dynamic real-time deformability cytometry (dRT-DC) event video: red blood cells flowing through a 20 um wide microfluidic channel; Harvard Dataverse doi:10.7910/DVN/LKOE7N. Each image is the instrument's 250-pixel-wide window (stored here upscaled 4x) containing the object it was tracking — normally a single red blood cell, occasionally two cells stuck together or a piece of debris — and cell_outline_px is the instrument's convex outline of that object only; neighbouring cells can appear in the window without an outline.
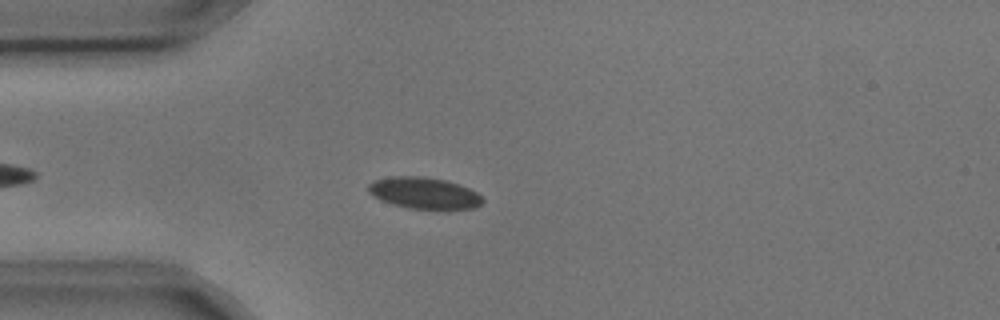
{"species": "common noctule bat (a hibernating species)", "species_latin": "Nyctalus noctula", "temperature_condition": "cold", "stored_images_in_passage": 3, "camera_frame_rate_fps": 3000, "um_per_image_px": 0.085, "animal": {"sex": "male", "body_mass_g": 17.9, "forearm_length_mm": 54.2}, "frame": {"image": 1, "passage_image": 3, "time_ms": 0.667, "image_size_px": [1000, 320], "cell_outline_px": [[484, 200], [480, 204], [472, 208], [448, 212], [408, 208], [392, 204], [380, 200], [368, 192], [368, 184], [376, 180], [388, 176], [424, 176], [444, 180], [460, 184], [476, 192]], "centroid_in_image_um": [36.07, 16.45], "position_along_channel_um": 48.9, "area_um2": 21.62}}